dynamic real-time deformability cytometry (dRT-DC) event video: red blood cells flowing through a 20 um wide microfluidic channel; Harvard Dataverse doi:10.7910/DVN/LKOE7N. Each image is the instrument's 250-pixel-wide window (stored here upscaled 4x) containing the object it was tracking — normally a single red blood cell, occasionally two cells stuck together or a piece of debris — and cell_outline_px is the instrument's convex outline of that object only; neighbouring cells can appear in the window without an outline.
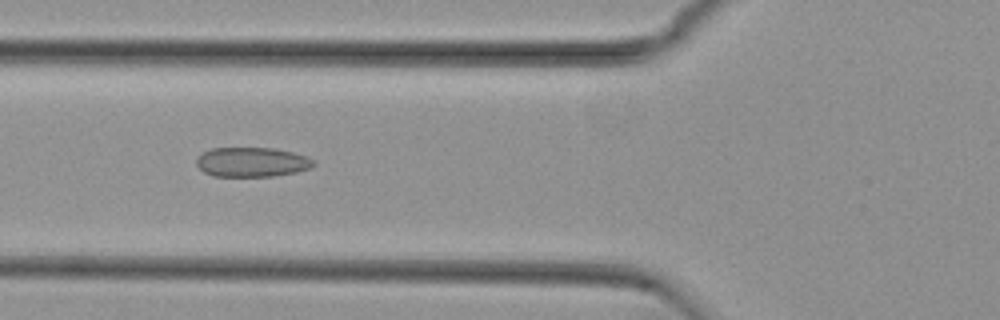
{"species": "common noctule bat (a hibernating species)", "species_latin": "Nyctalus noctula", "temperature_condition": "cold", "stored_images_in_passage": 49, "camera_frame_rate_fps": 3000, "um_per_image_px": 0.085, "animal": {"sex": "female", "body_mass_g": 29.2, "forearm_length_mm": 56.3}, "frame": {"image": 1, "passage_image": 15, "time_ms": 4.667, "image_size_px": [1000, 320], "cell_outline_px": [[316, 164], [308, 168], [296, 172], [272, 176], [212, 176], [204, 172], [196, 164], [196, 156], [212, 148], [272, 148], [292, 152], [308, 156], [316, 160]], "centroid_in_image_um": [21.41, 13.77], "position_along_channel_um": 104.4, "area_um2": 20.23}}
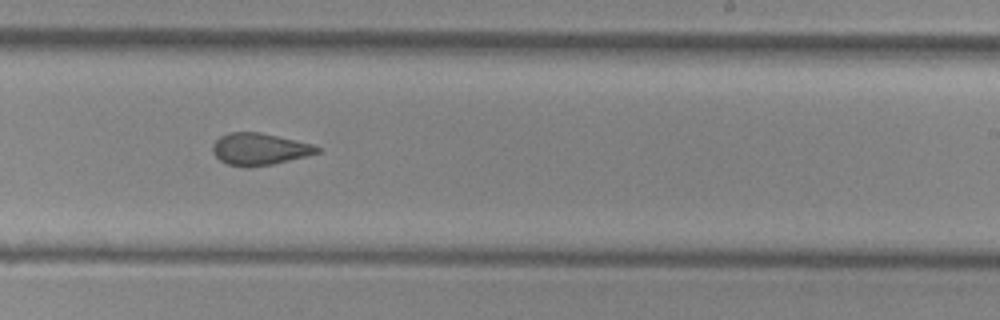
{"frame": {"image": 2, "passage_image": 28, "time_ms": 9.0, "image_size_px": [1000, 320], "cell_outline_px": [[320, 152], [272, 164], [248, 168], [228, 164], [220, 160], [212, 152], [212, 144], [220, 136], [228, 132], [260, 132], [312, 144], [320, 148]], "centroid_in_image_um": [22.0, 12.67], "position_along_channel_um": 267.0, "area_um2": 19.31}}
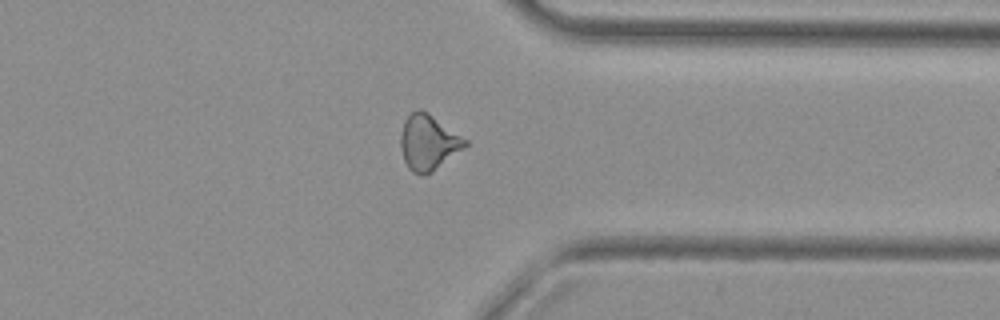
{"frame": {"image": 3, "passage_image": 37, "time_ms": 12.0, "image_size_px": [1000, 320], "cell_outline_px": [[468, 144], [464, 148], [432, 172], [420, 176], [412, 172], [408, 168], [404, 160], [400, 148], [400, 132], [404, 120], [412, 112], [420, 108], [428, 112], [468, 140]], "centroid_in_image_um": [36.39, 12.11], "position_along_channel_um": 375.0, "area_um2": 20.98}, "authors_computed_cell_mechanics": {"area_um2": 20.2878, "velocity_mm_per_s": 3.7436, "shape_relaxation_time_tau1_ms": null, "shape_relaxation_time_tau2_ms": 1.8664, "deformation_change_tau1": null, "deformation_change_tau2": 0.0855}}